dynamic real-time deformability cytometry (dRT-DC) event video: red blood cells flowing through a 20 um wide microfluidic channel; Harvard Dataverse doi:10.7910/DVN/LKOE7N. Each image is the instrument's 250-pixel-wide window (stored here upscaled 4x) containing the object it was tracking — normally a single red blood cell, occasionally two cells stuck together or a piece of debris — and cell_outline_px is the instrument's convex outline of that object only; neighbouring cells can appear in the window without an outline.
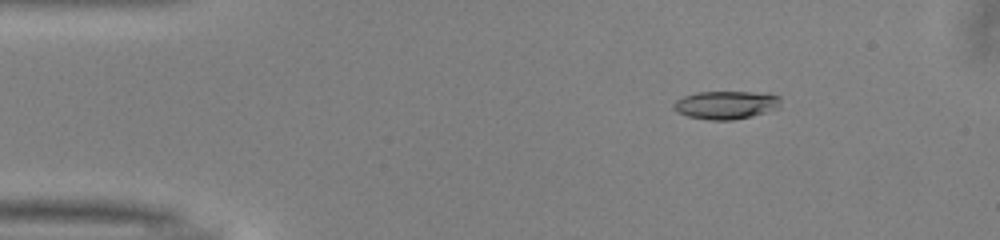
{"species": "common noctule bat (a hibernating species)", "species_latin": "Nyctalus noctula", "temperature_condition": "warm", "stored_images_in_passage": 51, "camera_frame_rate_fps": 3000, "um_per_image_px": 0.085, "animal": {"sex": "male", "body_mass_g": 13.0, "forearm_length_mm": 53.1}, "frame": {"image": 1, "passage_image": 8, "time_ms": 2.333, "image_size_px": [1000, 240], "cell_outline_px": [[780, 108], [752, 116], [732, 120], [708, 120], [688, 116], [676, 112], [672, 108], [672, 104], [676, 100], [684, 96], [696, 92], [768, 92], [780, 96]], "centroid_in_image_um": [61.72, 8.91], "position_along_channel_um": 23.3, "area_um2": 17.86}}
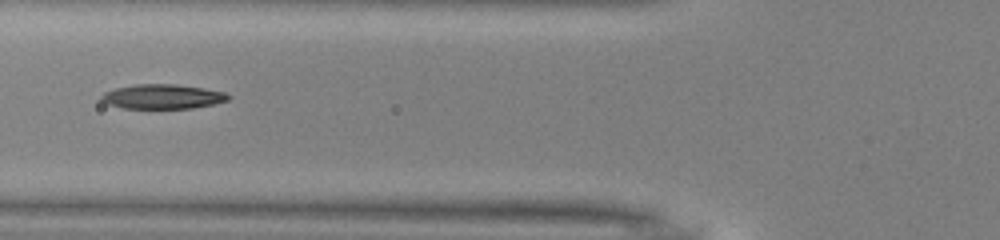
{"frame": {"image": 2, "passage_image": 20, "time_ms": 6.333, "image_size_px": [1000, 240], "cell_outline_px": [[232, 96], [228, 100], [212, 104], [192, 108], [124, 108], [108, 104], [100, 100], [100, 96], [104, 92], [116, 88], [136, 84], [176, 84], [204, 88], [224, 92]], "centroid_in_image_um": [13.81, 8.2], "position_along_channel_um": 112.0, "area_um2": 18.09}}
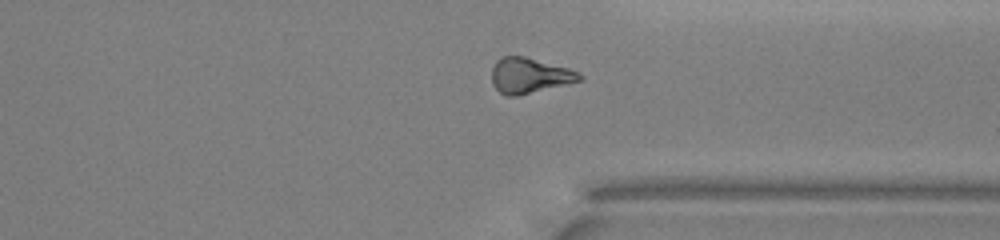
{"frame": {"image": 3, "passage_image": 39, "time_ms": 12.667, "image_size_px": [1000, 240], "cell_outline_px": [[584, 80], [516, 96], [508, 96], [500, 92], [492, 84], [492, 68], [496, 60], [504, 56], [524, 56], [568, 68], [580, 72], [584, 76]], "centroid_in_image_um": [45.03, 6.42], "position_along_channel_um": 366.4, "area_um2": 18.09}, "authors_computed_cell_mechanics": {"area_um2": 18.0914, "velocity_mm_per_s": 4.0337, "shape_relaxation_time_tau1_ms": 6.9734, "shape_relaxation_time_tau2_ms": 10.5919, "deformation_change_tau1": 0.174, "deformation_change_tau2": 0.2384}}